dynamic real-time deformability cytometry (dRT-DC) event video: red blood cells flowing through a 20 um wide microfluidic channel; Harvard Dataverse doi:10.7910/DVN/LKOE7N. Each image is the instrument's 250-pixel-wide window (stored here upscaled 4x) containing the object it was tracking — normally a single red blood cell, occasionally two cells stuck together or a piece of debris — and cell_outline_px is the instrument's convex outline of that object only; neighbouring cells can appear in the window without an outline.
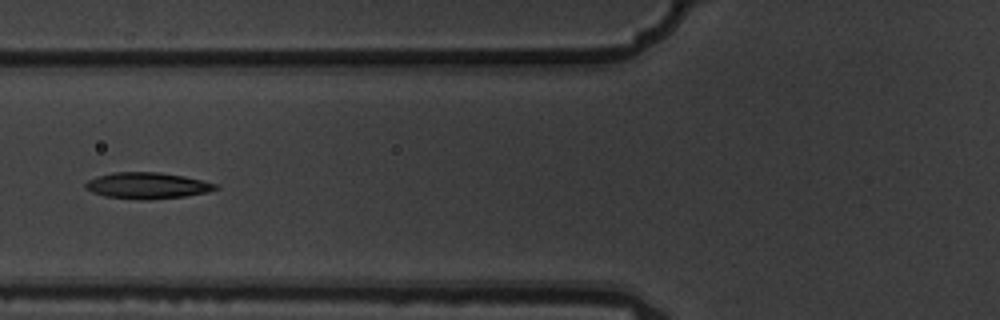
{"species": "common noctule bat (a hibernating species)", "species_latin": "Nyctalus noctula", "temperature_condition": "warm", "stored_images_in_passage": 6, "camera_frame_rate_fps": 3000, "um_per_image_px": 0.085, "animal": {"sex": "male", "body_mass_g": 19.5, "forearm_length_mm": 54.6}, "frame": {"image": 1, "passage_image": 6, "time_ms": 1.667, "image_size_px": [1000, 320], "cell_outline_px": [[220, 188], [208, 192], [184, 196], [148, 200], [140, 200], [104, 196], [92, 192], [84, 188], [84, 184], [88, 180], [96, 176], [112, 172], [160, 172], [184, 176], [216, 184]], "centroid_in_image_um": [12.48, 15.77], "position_along_channel_um": 113.3, "area_um2": 20.0}}